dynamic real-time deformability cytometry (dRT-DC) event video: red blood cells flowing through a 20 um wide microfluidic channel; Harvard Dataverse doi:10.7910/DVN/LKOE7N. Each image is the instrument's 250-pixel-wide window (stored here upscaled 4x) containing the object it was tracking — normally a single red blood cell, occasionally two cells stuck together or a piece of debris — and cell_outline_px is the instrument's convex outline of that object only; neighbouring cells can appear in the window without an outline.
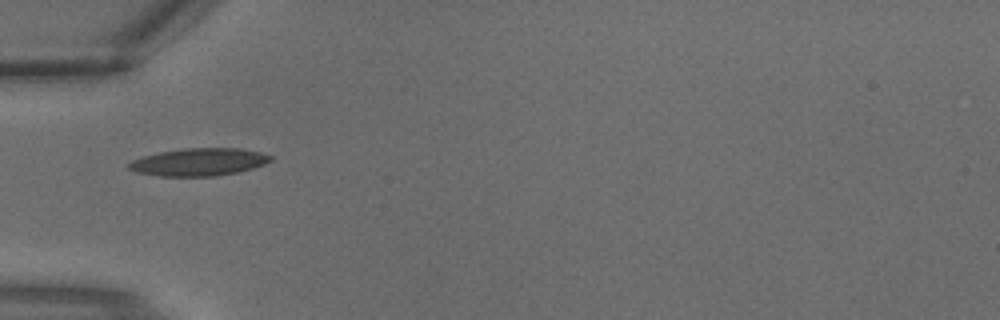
{"species": "common noctule bat (a hibernating species)", "species_latin": "Nyctalus noctula", "temperature_condition": "warm", "stored_images_in_passage": 1, "camera_frame_rate_fps": 3000, "um_per_image_px": 0.085, "animal": {"sex": "male", "body_mass_g": 18.8}, "frame": {"image": 1, "passage_image": 1, "time_ms": 0.0, "image_size_px": [1000, 320], "cell_outline_px": [[272, 160], [264, 164], [252, 168], [236, 172], [216, 176], [160, 176], [136, 172], [128, 168], [124, 164], [132, 160], [144, 156], [160, 152], [184, 148], [240, 148], [260, 152], [272, 156]], "centroid_in_image_um": [16.88, 13.77], "position_along_channel_um": 68.1, "area_um2": 22.77}}